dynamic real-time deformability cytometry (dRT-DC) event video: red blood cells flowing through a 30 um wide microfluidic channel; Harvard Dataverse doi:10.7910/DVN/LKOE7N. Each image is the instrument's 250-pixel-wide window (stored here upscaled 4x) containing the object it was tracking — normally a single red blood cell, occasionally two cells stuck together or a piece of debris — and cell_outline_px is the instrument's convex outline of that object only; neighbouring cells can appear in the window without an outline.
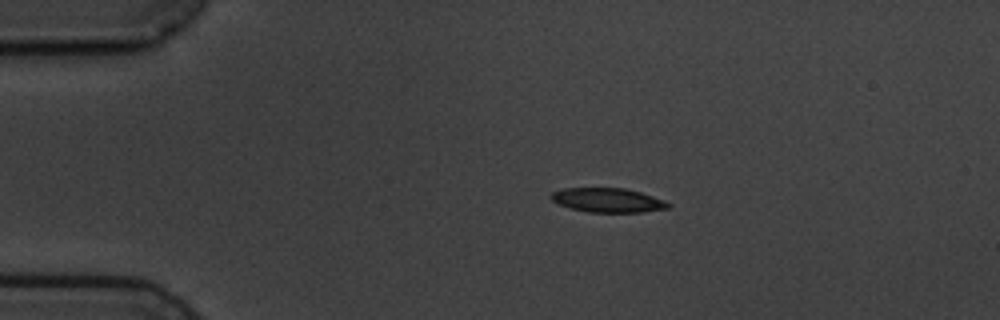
{"species": "common noctule bat (a hibernating species)", "species_latin": "Nyctalus noctula", "temperature_condition": "cold", "stored_images_in_passage": 6, "camera_frame_rate_fps": 3000, "um_per_image_px": 0.085, "animal": {"sex": "male", "body_mass_g": 19.5, "forearm_length_mm": 54.6}, "frame": {"image": 1, "passage_image": 3, "time_ms": 2.333, "image_size_px": [1000, 320], "cell_outline_px": [[672, 204], [668, 208], [640, 212], [588, 212], [572, 208], [560, 204], [552, 200], [548, 196], [552, 192], [564, 188], [624, 188], [640, 192], [664, 200]], "centroid_in_image_um": [51.65, 17.01], "position_along_channel_um": 33.3, "area_um2": 16.42}}
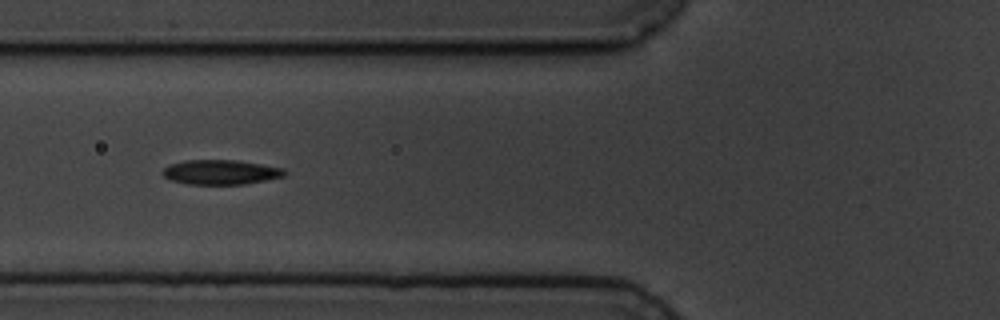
{"frame": {"image": 2, "passage_image": 6, "time_ms": 5.667, "image_size_px": [1000, 320], "cell_outline_px": [[288, 172], [284, 176], [244, 184], [188, 184], [172, 180], [164, 176], [160, 172], [164, 168], [172, 164], [184, 160], [236, 160], [284, 168]], "centroid_in_image_um": [18.76, 14.63], "position_along_channel_um": 107.0, "area_um2": 17.4}}